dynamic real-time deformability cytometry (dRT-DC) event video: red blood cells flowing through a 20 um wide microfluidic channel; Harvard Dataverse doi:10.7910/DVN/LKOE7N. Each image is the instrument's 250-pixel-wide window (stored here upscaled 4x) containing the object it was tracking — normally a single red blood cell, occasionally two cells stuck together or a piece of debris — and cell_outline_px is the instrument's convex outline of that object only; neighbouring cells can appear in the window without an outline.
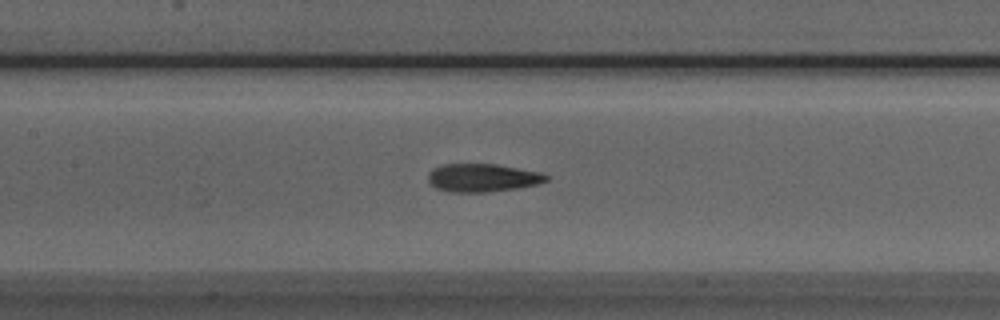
{"species": "Egyptian fruit bat (a non-hibernating species)", "species_latin": "Rousettus aegyptiacus", "temperature_condition": "room temperature", "stored_images_in_passage": 12, "camera_frame_rate_fps": 3000, "um_per_image_px": 0.085, "animal": {"sex": "male"}, "frame": {"image": 1, "passage_image": 8, "time_ms": 2.333, "image_size_px": [1000, 320], "cell_outline_px": [[548, 180], [536, 184], [516, 188], [488, 192], [448, 192], [436, 188], [428, 180], [428, 172], [432, 168], [444, 164], [496, 164], [540, 172], [548, 176]], "centroid_in_image_um": [40.97, 15.11], "position_along_channel_um": 166.4, "area_um2": 19.31}}
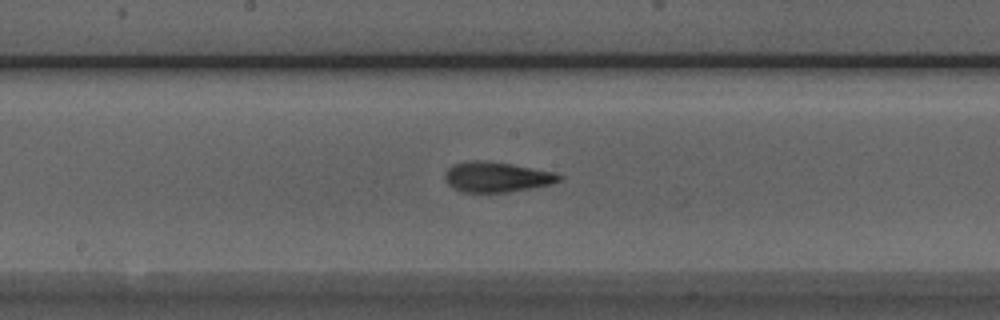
{"frame": {"image": 2, "passage_image": 11, "time_ms": 3.333, "image_size_px": [1000, 320], "cell_outline_px": [[564, 176], [560, 180], [548, 184], [532, 188], [508, 192], [460, 192], [452, 188], [444, 180], [444, 172], [452, 164], [472, 160], [480, 160], [512, 164], [552, 172]], "centroid_in_image_um": [42.14, 15.04], "position_along_channel_um": 206.1, "area_um2": 20.11}}